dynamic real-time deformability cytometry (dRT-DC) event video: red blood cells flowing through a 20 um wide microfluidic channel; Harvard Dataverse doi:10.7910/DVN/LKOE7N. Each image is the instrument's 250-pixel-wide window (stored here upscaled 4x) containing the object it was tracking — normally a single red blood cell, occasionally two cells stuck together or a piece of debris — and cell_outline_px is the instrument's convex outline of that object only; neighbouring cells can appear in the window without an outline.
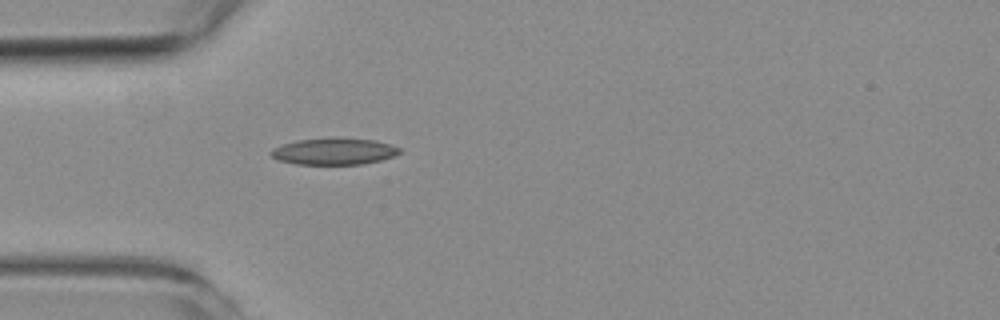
{"species": "common noctule bat (a hibernating species)", "species_latin": "Nyctalus noctula", "temperature_condition": "room temperature", "stored_images_in_passage": 1, "camera_frame_rate_fps": 3000, "um_per_image_px": 0.085, "animal": {"sex": "female", "body_mass_g": 19.3, "forearm_length_mm": 54.1}, "frame": {"image": 1, "passage_image": 1, "time_ms": 0.0, "image_size_px": [1000, 320], "cell_outline_px": [[400, 152], [392, 156], [380, 160], [364, 164], [296, 164], [276, 160], [272, 156], [272, 148], [280, 144], [296, 140], [376, 140], [400, 148]], "centroid_in_image_um": [28.34, 12.9], "position_along_channel_um": 56.7, "area_um2": 19.13}}